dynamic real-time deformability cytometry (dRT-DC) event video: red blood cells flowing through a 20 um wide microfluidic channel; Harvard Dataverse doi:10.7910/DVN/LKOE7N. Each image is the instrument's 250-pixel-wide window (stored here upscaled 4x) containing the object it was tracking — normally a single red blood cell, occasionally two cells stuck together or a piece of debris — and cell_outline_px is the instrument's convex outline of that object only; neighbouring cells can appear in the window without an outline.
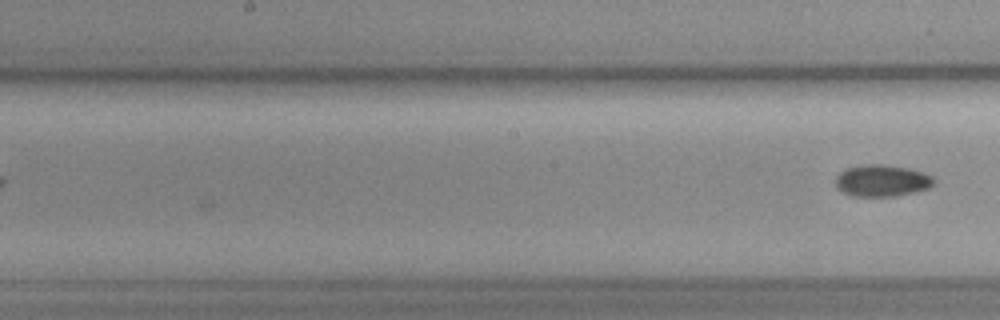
{"species": "common noctule bat (a hibernating species)", "species_latin": "Nyctalus noctula", "temperature_condition": "cold", "stored_images_in_passage": 16, "camera_frame_rate_fps": 3000, "um_per_image_px": 0.085, "animal": {"sex": "female", "body_mass_g": 19.3, "forearm_length_mm": 54.1}, "frame": {"image": 1, "passage_image": 16, "time_ms": 5.0, "image_size_px": [1000, 320], "cell_outline_px": [[936, 180], [928, 188], [896, 196], [852, 196], [840, 192], [836, 188], [836, 176], [840, 172], [848, 168], [864, 164], [884, 164], [908, 168], [924, 172], [932, 176]], "centroid_in_image_um": [74.94, 15.35], "position_along_channel_um": 173.3, "area_um2": 18.26}}